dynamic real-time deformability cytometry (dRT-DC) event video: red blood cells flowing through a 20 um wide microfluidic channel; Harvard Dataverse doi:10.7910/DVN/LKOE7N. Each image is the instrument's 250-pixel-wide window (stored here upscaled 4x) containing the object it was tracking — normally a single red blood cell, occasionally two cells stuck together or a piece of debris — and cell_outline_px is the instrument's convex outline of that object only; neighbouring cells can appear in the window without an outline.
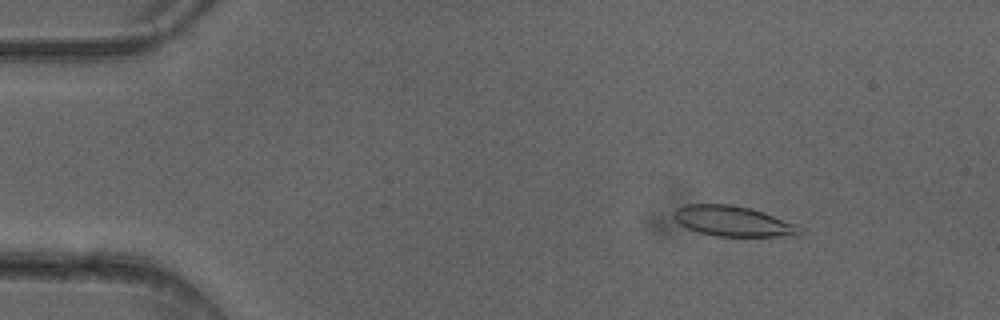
{"species": "common noctule bat (a hibernating species)", "species_latin": "Nyctalus noctula", "temperature_condition": "cold", "stored_images_in_passage": 5, "camera_frame_rate_fps": 3000, "um_per_image_px": 0.085, "animal": {"sex": "female"}, "frame": {"image": 1, "passage_image": 2, "time_ms": 0.333, "image_size_px": [1000, 320], "cell_outline_px": [[800, 236], [716, 236], [700, 232], [688, 228], [680, 224], [672, 216], [672, 212], [676, 208], [688, 204], [732, 204], [752, 208], [796, 224], [800, 232]], "centroid_in_image_um": [62.28, 18.79], "position_along_channel_um": 22.7, "area_um2": 22.2}}
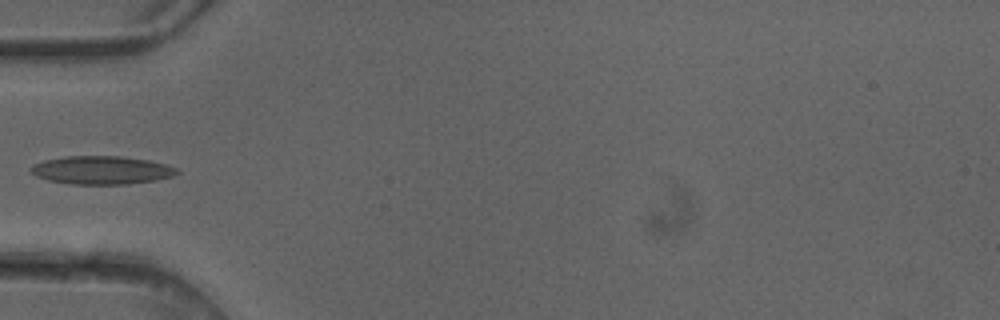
{"frame": {"image": 2, "passage_image": 5, "time_ms": 1.333, "image_size_px": [1000, 320], "cell_outline_px": [[180, 172], [172, 176], [156, 180], [128, 184], [68, 184], [48, 180], [36, 176], [28, 168], [32, 164], [44, 160], [64, 156], [120, 156], [148, 160], [164, 164], [176, 168]], "centroid_in_image_um": [8.59, 14.46], "position_along_channel_um": 76.4, "area_um2": 24.1}}